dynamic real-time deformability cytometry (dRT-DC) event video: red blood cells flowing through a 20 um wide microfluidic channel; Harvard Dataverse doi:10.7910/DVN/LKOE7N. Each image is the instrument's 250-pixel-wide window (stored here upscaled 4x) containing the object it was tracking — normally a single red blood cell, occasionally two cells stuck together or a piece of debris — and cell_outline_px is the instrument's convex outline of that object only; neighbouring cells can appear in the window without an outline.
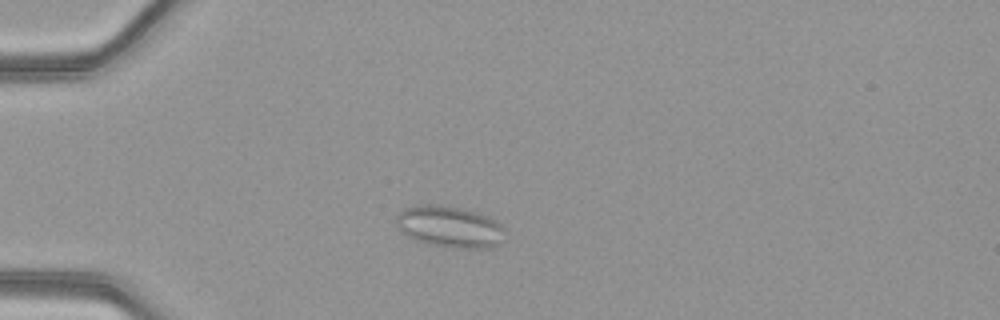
{"species": "common noctule bat (a hibernating species)", "species_latin": "Nyctalus noctula", "temperature_condition": "warm", "stored_images_in_passage": 46, "camera_frame_rate_fps": 3000, "um_per_image_px": 0.085, "animal": {"sex": "female", "body_mass_g": 21.9}, "frame": {"image": 1, "passage_image": 10, "time_ms": 3.0, "image_size_px": [1000, 320], "cell_outline_px": [[508, 232], [500, 244], [492, 248], [444, 248], [428, 244], [416, 240], [408, 236], [396, 224], [396, 216], [400, 212], [408, 208], [420, 204], [440, 204], [476, 212], [488, 216], [496, 220]], "centroid_in_image_um": [38.29, 19.29], "position_along_channel_um": 46.7, "area_um2": 26.59}}
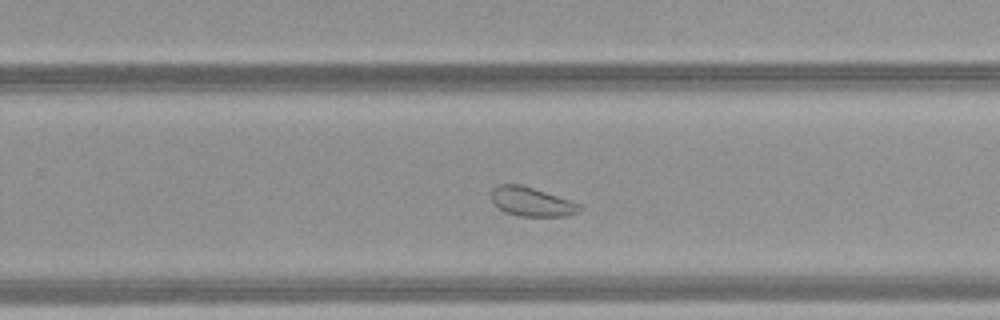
{"frame": {"image": 2, "passage_image": 29, "time_ms": 9.333, "image_size_px": [1000, 320], "cell_outline_px": [[584, 208], [568, 216], [520, 216], [504, 212], [492, 200], [492, 188], [500, 184], [520, 184], [572, 200], [584, 204]], "centroid_in_image_um": [45.25, 17.15], "position_along_channel_um": 284.5, "area_um2": 15.03}}
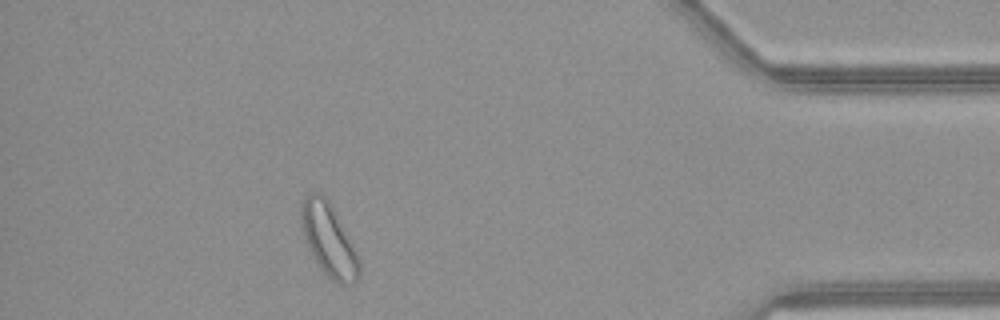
{"frame": {"image": 3, "passage_image": 41, "time_ms": 13.333, "image_size_px": [1000, 320], "cell_outline_px": [[360, 276], [352, 284], [340, 284], [332, 280], [324, 272], [308, 248], [300, 220], [300, 208], [304, 196], [312, 192], [320, 192], [328, 200], [352, 244], [356, 252], [360, 264]], "centroid_in_image_um": [27.93, 20.38], "position_along_channel_um": 407.3, "area_um2": 24.04}, "authors_computed_cell_mechanics": {"area_um2": 21.0392, "velocity_mm_per_s": 4.1626, "shape_relaxation_time_tau1_ms": null, "shape_relaxation_time_tau2_ms": 0.7562, "deformation_change_tau1": null, "deformation_change_tau2": 0.0703}}